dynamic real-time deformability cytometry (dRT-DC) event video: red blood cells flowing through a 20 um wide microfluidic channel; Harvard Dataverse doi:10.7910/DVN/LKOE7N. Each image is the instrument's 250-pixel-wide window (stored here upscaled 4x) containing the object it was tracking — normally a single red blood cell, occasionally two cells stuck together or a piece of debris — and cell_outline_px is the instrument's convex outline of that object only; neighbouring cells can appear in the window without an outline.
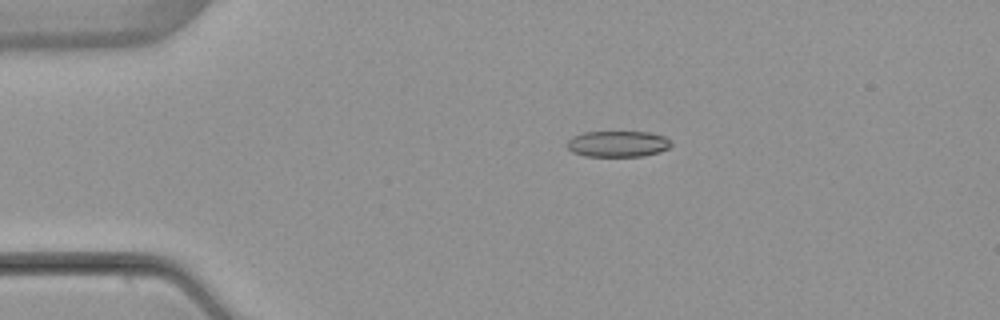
{"species": "common noctule bat (a hibernating species)", "species_latin": "Nyctalus noctula", "temperature_condition": "warm", "stored_images_in_passage": 3, "camera_frame_rate_fps": 3000, "um_per_image_px": 0.085, "animal": {"sex": "female", "body_mass_g": 22.7, "forearm_length_mm": 54.2}, "frame": {"image": 1, "passage_image": 1, "time_ms": 0.0, "image_size_px": [1000, 320], "cell_outline_px": [[672, 144], [668, 148], [660, 152], [644, 156], [584, 156], [572, 152], [568, 148], [568, 140], [572, 136], [584, 132], [648, 132], [664, 136]], "centroid_in_image_um": [52.5, 12.23], "position_along_channel_um": 32.5, "area_um2": 15.78}}
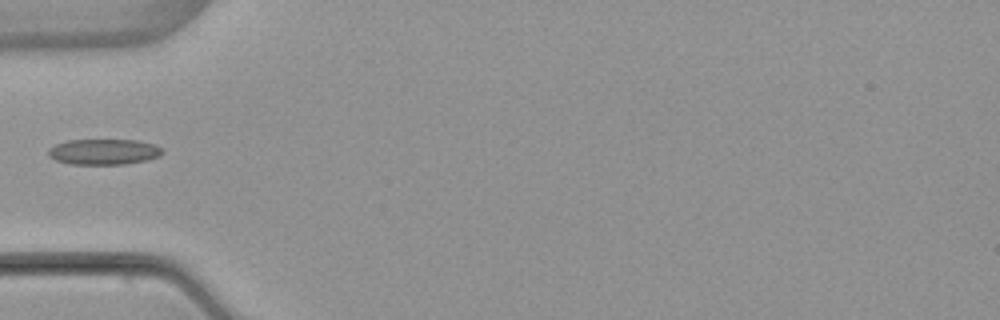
{"frame": {"image": 2, "passage_image": 3, "time_ms": 2.333, "image_size_px": [1000, 320], "cell_outline_px": [[164, 152], [160, 156], [148, 160], [124, 164], [68, 164], [56, 160], [48, 156], [48, 148], [56, 144], [68, 140], [136, 140], [156, 144], [164, 148]], "centroid_in_image_um": [8.86, 12.9], "position_along_channel_um": 76.1, "area_um2": 17.28}}